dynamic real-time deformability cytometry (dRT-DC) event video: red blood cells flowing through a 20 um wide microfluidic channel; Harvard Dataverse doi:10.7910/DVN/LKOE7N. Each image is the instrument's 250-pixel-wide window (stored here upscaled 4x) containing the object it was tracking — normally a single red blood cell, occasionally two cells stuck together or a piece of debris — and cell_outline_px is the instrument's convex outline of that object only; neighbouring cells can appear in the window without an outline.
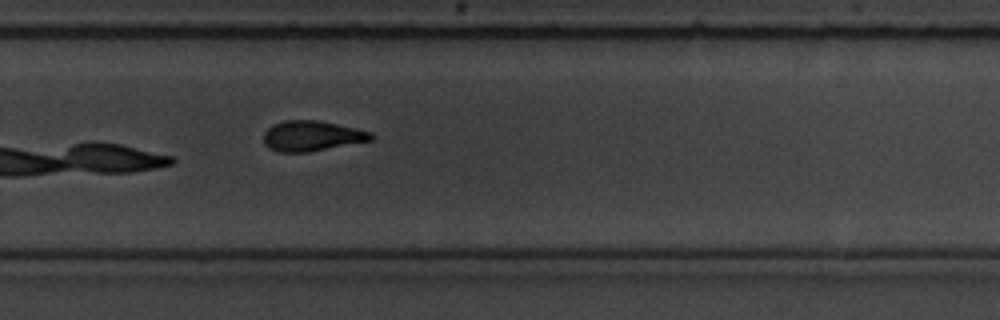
{"species": "common noctule bat (a hibernating species)", "species_latin": "Nyctalus noctula", "temperature_condition": "room temperature", "stored_images_in_passage": 11, "camera_frame_rate_fps": 3000, "um_per_image_px": 0.085, "animal": {"sex": "male", "body_mass_g": 19.5, "forearm_length_mm": 54.6}, "frame": {"image": 1, "passage_image": 11, "time_ms": 11.667, "image_size_px": [1000, 320], "cell_outline_px": [[372, 140], [308, 152], [280, 152], [268, 148], [264, 144], [264, 132], [272, 124], [284, 120], [320, 120], [372, 132]], "centroid_in_image_um": [26.47, 11.55], "position_along_channel_um": 303.3, "area_um2": 18.96}}